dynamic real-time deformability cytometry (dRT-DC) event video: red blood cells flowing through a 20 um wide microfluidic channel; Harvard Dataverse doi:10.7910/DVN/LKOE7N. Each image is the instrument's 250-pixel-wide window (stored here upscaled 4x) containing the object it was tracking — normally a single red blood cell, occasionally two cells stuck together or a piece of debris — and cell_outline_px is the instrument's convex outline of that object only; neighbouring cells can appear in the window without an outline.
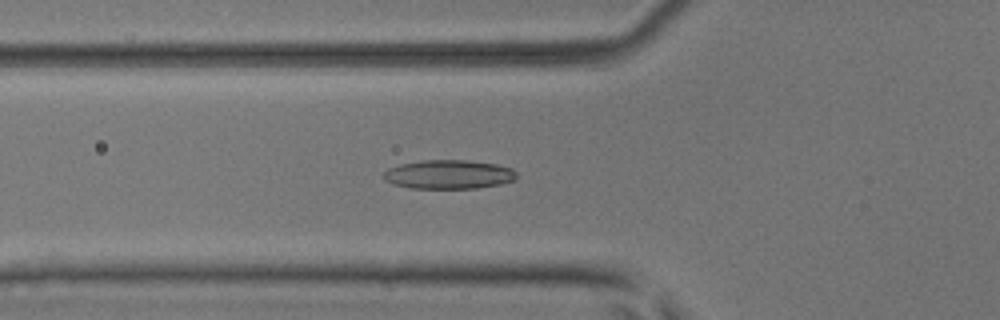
{"species": "common noctule bat (a hibernating species)", "species_latin": "Nyctalus noctula", "temperature_condition": "room temperature", "stored_images_in_passage": 41, "camera_frame_rate_fps": 3000, "um_per_image_px": 0.085, "animal": {"sex": "male", "body_mass_g": 17.9, "forearm_length_mm": 54.2}, "frame": {"image": 1, "passage_image": 12, "time_ms": 3.667, "image_size_px": [1000, 320], "cell_outline_px": [[516, 180], [500, 184], [476, 188], [412, 188], [392, 184], [384, 180], [384, 172], [388, 168], [400, 164], [420, 160], [468, 160], [496, 164], [512, 168], [516, 172]], "centroid_in_image_um": [38.14, 14.82], "position_along_channel_um": 87.7, "area_um2": 22.54}}
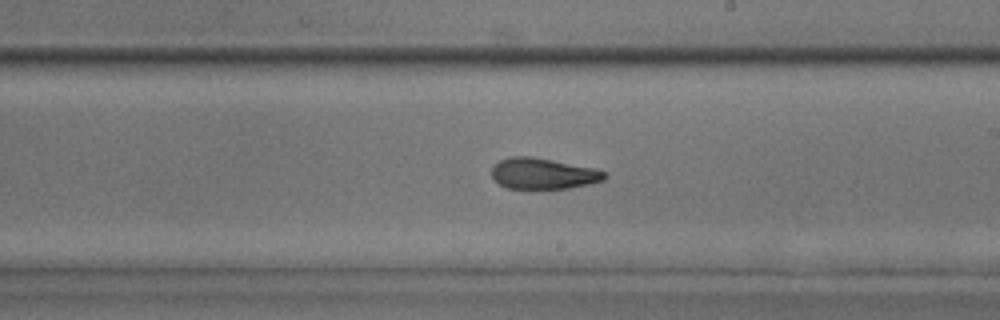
{"frame": {"image": 2, "passage_image": 24, "time_ms": 7.667, "image_size_px": [1000, 320], "cell_outline_px": [[608, 176], [604, 180], [588, 184], [568, 188], [504, 188], [492, 176], [492, 164], [508, 156], [532, 156], [596, 168], [604, 172]], "centroid_in_image_um": [46.15, 14.74], "position_along_channel_um": 242.8, "area_um2": 20.46}}
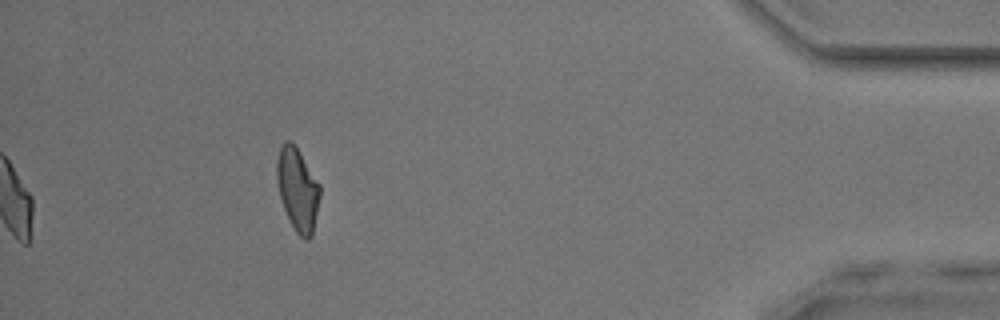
{"frame": {"image": 3, "passage_image": 41, "time_ms": 13.333, "image_size_px": [1000, 320], "cell_outline_px": [[320, 196], [312, 236], [308, 240], [304, 240], [296, 232], [284, 208], [280, 196], [276, 180], [276, 160], [280, 148], [284, 140], [288, 140], [296, 148], [320, 184]], "centroid_in_image_um": [25.29, 16.12], "position_along_channel_um": 409.9, "area_um2": 20.52}, "authors_computed_cell_mechanics": {"area_um2": 20.9236, "velocity_mm_per_s": 3.891, "shape_relaxation_time_tau1_ms": null, "shape_relaxation_time_tau2_ms": 3.5271, "deformation_change_tau1": null, "deformation_change_tau2": 0.1083}}